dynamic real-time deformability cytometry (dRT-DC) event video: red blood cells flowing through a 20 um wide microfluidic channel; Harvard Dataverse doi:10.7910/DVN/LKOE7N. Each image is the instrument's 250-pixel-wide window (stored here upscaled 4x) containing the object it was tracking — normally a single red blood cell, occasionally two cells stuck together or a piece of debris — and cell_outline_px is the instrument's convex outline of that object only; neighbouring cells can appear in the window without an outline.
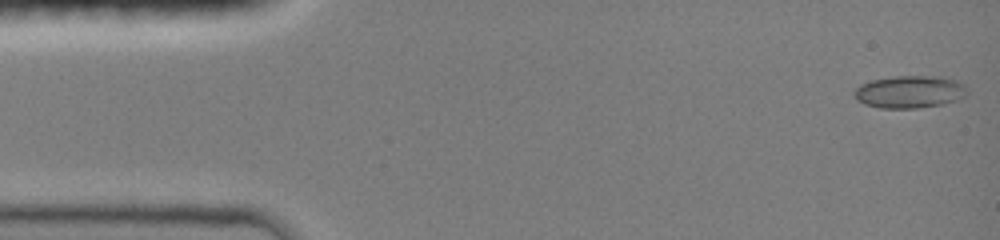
{"species": "common noctule bat (a hibernating species)", "species_latin": "Nyctalus noctula", "temperature_condition": "room temperature", "stored_images_in_passage": 47, "camera_frame_rate_fps": 3000, "um_per_image_px": 0.085, "animal": {"sex": "female", "body_mass_g": 19.0, "forearm_length_mm": 51.5}, "frame": {"image": 1, "passage_image": 1, "time_ms": 0.0, "image_size_px": [1000, 240], "cell_outline_px": [[968, 92], [964, 96], [956, 100], [944, 104], [916, 108], [880, 108], [864, 104], [856, 100], [852, 92], [860, 84], [872, 80], [896, 76], [940, 76], [956, 80], [964, 84]], "centroid_in_image_um": [77.3, 7.8], "position_along_channel_um": 7.7, "area_um2": 21.5}}
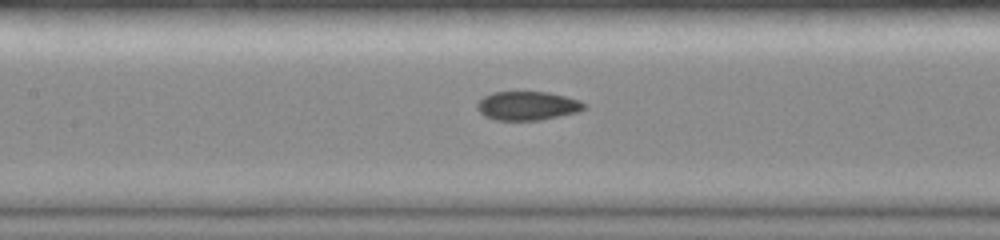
{"frame": {"image": 2, "passage_image": 21, "time_ms": 6.667, "image_size_px": [1000, 240], "cell_outline_px": [[588, 108], [580, 112], [540, 120], [496, 120], [484, 116], [476, 108], [476, 104], [484, 96], [492, 92], [548, 92], [580, 100]], "centroid_in_image_um": [44.85, 9.0], "position_along_channel_um": 162.6, "area_um2": 18.09}}
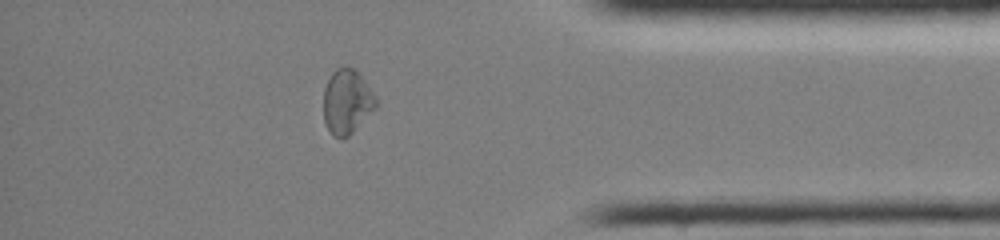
{"frame": {"image": 3, "passage_image": 40, "time_ms": 13.0, "image_size_px": [1000, 240], "cell_outline_px": [[376, 108], [348, 136], [340, 140], [332, 136], [324, 120], [324, 88], [332, 72], [336, 68], [356, 68], [376, 96]], "centroid_in_image_um": [29.49, 8.65], "position_along_channel_um": 405.7, "area_um2": 19.71}, "authors_computed_cell_mechanics": {"area_um2": 18.5538, "velocity_mm_per_s": 4.0702, "shape_relaxation_time_tau1_ms": null, "shape_relaxation_time_tau2_ms": 2.0312, "deformation_change_tau1": null, "deformation_change_tau2": 0.0388}}